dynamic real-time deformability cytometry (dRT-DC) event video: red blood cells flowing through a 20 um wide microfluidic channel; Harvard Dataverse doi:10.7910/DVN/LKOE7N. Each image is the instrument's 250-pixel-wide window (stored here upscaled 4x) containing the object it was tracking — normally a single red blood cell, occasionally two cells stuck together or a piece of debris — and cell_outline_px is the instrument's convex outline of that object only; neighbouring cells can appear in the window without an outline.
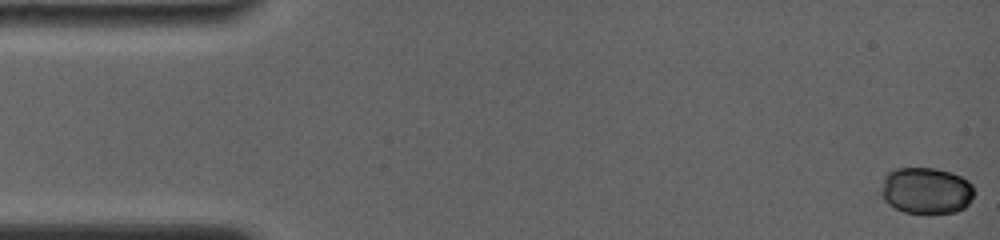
{"species": "common noctule bat (a hibernating species)", "species_latin": "Nyctalus noctula", "temperature_condition": "room temperature", "stored_images_in_passage": 16, "camera_frame_rate_fps": 4000, "um_per_image_px": 0.085, "animal": {"sex": "female", "body_mass_g": 19.0, "forearm_length_mm": 56.7}, "frame": {"image": 1, "passage_image": 1, "time_ms": 0.0, "image_size_px": [1000, 240], "cell_outline_px": [[976, 192], [968, 204], [964, 208], [956, 212], [904, 212], [888, 204], [880, 196], [880, 192], [884, 176], [888, 172], [896, 168], [936, 168], [952, 172], [968, 180], [972, 184]], "centroid_in_image_um": [78.73, 16.18], "position_along_channel_um": 6.3, "area_um2": 25.37}}